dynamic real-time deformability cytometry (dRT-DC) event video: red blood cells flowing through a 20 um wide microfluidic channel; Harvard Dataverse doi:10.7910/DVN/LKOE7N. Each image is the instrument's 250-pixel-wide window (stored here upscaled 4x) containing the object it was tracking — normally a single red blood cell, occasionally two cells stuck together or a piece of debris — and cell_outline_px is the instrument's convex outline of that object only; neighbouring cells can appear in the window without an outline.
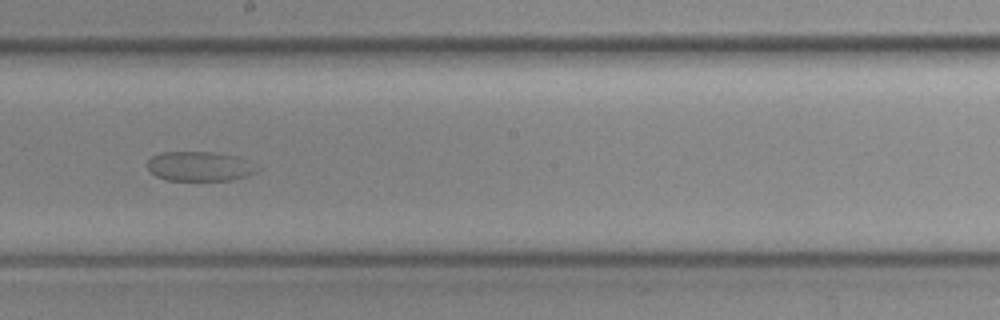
{"species": "common noctule bat (a hibernating species)", "species_latin": "Nyctalus noctula", "temperature_condition": "cold", "stored_images_in_passage": 44, "camera_frame_rate_fps": 3000, "um_per_image_px": 0.085, "animal": {"sex": "female", "body_mass_g": 19.3, "forearm_length_mm": 54.1}, "frame": {"image": 1, "passage_image": 26, "time_ms": 8.333, "image_size_px": [1000, 320], "cell_outline_px": [[264, 168], [248, 176], [232, 180], [164, 180], [156, 176], [148, 168], [148, 160], [152, 156], [160, 152], [208, 152], [236, 156]], "centroid_in_image_um": [17.01, 14.14], "position_along_channel_um": 231.2, "area_um2": 19.02}}
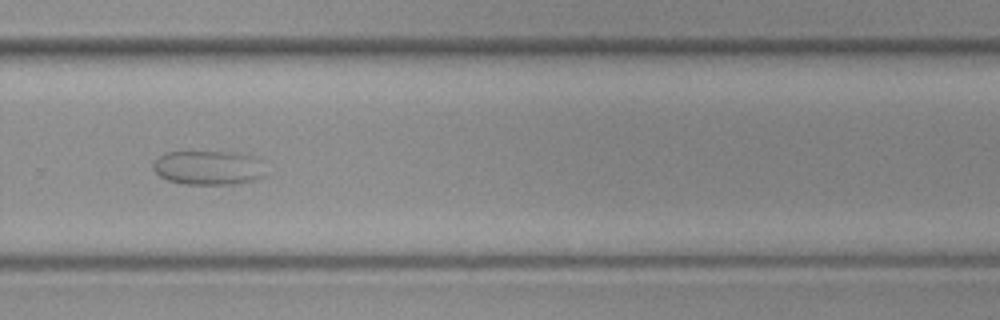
{"frame": {"image": 2, "passage_image": 32, "time_ms": 10.333, "image_size_px": [1000, 320], "cell_outline_px": [[264, 176], [252, 180], [236, 184], [184, 184], [168, 180], [160, 176], [152, 168], [152, 164], [160, 156], [168, 152], [232, 152], [244, 156]], "centroid_in_image_um": [17.48, 14.28], "position_along_channel_um": 312.3, "area_um2": 21.1}}
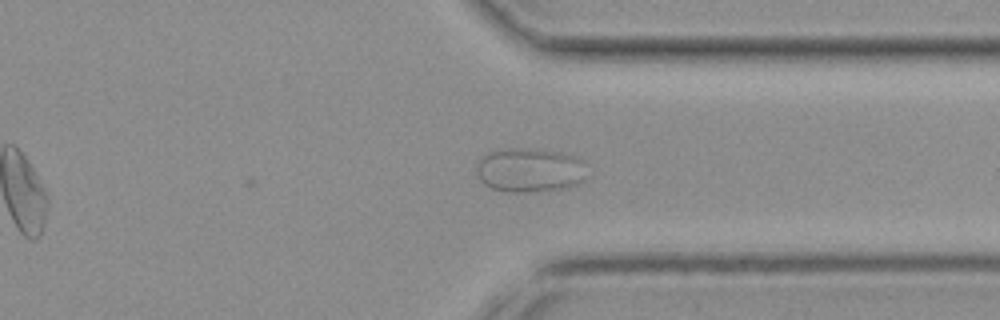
{"frame": {"image": 3, "passage_image": 36, "time_ms": 11.667, "image_size_px": [1000, 320], "cell_outline_px": [[588, 176], [580, 184], [572, 188], [532, 192], [504, 192], [492, 188], [484, 184], [480, 180], [476, 172], [476, 164], [484, 156], [492, 152], [512, 148], [528, 148], [560, 152], [572, 156], [580, 160]], "centroid_in_image_um": [45.05, 14.49], "position_along_channel_um": 366.3, "area_um2": 28.67}}